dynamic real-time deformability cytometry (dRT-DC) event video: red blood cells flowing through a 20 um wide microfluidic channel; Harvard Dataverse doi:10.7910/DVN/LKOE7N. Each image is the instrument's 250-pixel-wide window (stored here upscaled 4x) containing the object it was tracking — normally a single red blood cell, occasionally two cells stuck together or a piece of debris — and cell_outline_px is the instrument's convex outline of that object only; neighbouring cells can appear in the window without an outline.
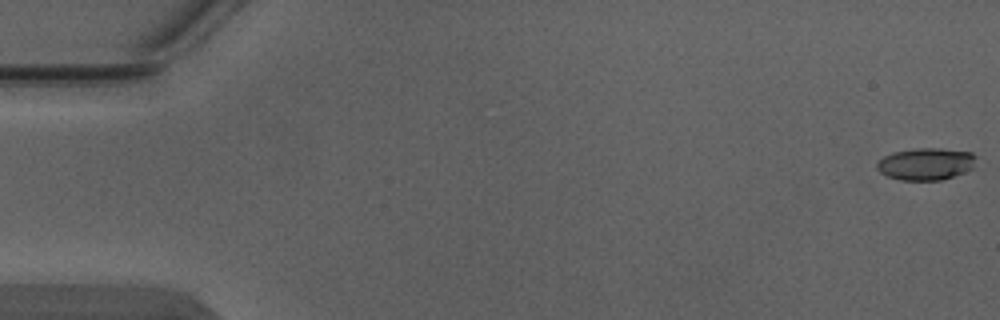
{"species": "Egyptian fruit bat (a non-hibernating species)", "species_latin": "Rousettus aegyptiacus", "temperature_condition": "warm", "stored_images_in_passage": 5, "camera_frame_rate_fps": 3000, "um_per_image_px": 0.085, "animal": {"sex": "male"}, "frame": {"image": 1, "passage_image": 1, "time_ms": 0.0, "image_size_px": [1000, 320], "cell_outline_px": [[976, 156], [972, 168], [964, 172], [940, 180], [900, 180], [888, 176], [880, 172], [876, 168], [876, 164], [884, 156], [892, 152], [912, 148], [940, 148], [972, 152]], "centroid_in_image_um": [78.68, 13.92], "position_along_channel_um": 6.3, "area_um2": 18.55}}
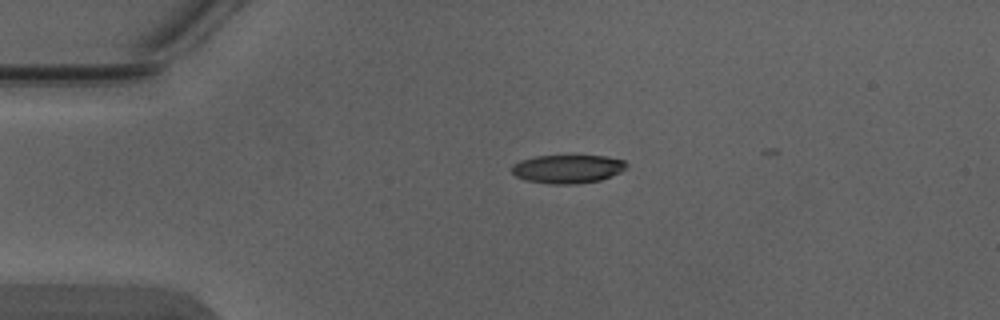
{"frame": {"image": 2, "passage_image": 4, "time_ms": 1.0, "image_size_px": [1000, 320], "cell_outline_px": [[628, 168], [620, 172], [600, 180], [576, 184], [548, 184], [524, 180], [516, 176], [512, 172], [512, 164], [520, 160], [536, 156], [604, 156], [624, 160], [628, 164]], "centroid_in_image_um": [48.24, 14.36], "position_along_channel_um": 36.8, "area_um2": 19.13}}
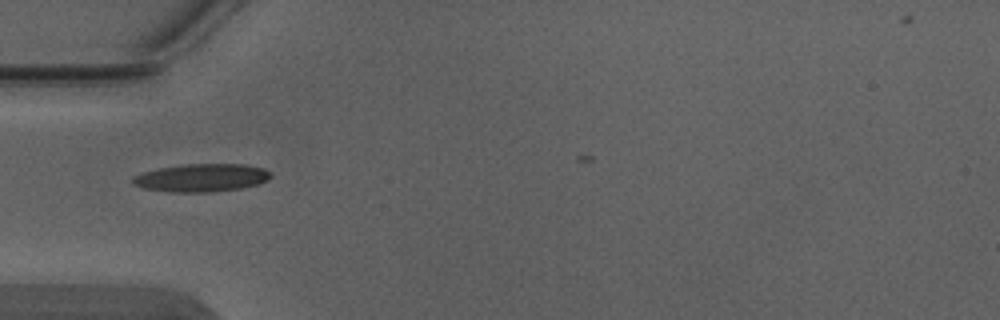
{"frame": {"image": 3, "passage_image": 5, "time_ms": 1.333, "image_size_px": [1000, 320], "cell_outline_px": [[272, 176], [268, 180], [260, 184], [240, 188], [208, 192], [172, 192], [144, 188], [132, 184], [132, 176], [144, 172], [160, 168], [180, 164], [244, 164], [264, 168]], "centroid_in_image_um": [17.13, 15.1], "position_along_channel_um": 67.9, "area_um2": 22.48}}